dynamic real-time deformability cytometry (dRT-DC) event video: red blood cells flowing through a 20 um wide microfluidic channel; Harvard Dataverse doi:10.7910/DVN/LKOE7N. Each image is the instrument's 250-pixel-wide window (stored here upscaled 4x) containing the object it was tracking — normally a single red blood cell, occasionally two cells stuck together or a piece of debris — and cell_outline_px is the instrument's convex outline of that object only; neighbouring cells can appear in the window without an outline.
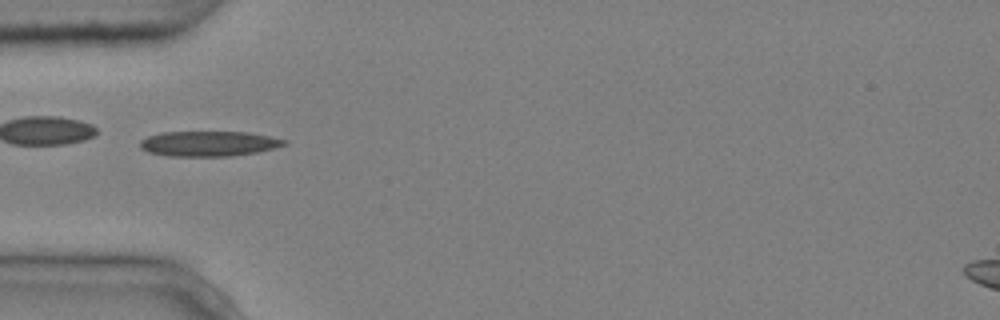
{"species": "common noctule bat (a hibernating species)", "species_latin": "Nyctalus noctula", "temperature_condition": "cold", "stored_images_in_passage": 5, "camera_frame_rate_fps": 3000, "um_per_image_px": 0.085, "animal": {"sex": "male", "body_mass_g": 20.4}, "frame": {"image": 1, "passage_image": 3, "time_ms": 0.667, "image_size_px": [1000, 320], "cell_outline_px": [[288, 144], [276, 148], [256, 152], [232, 156], [168, 156], [148, 152], [140, 148], [140, 140], [148, 136], [160, 132], [248, 132], [288, 140]], "centroid_in_image_um": [17.75, 12.21], "position_along_channel_um": 67.3, "area_um2": 21.27}}
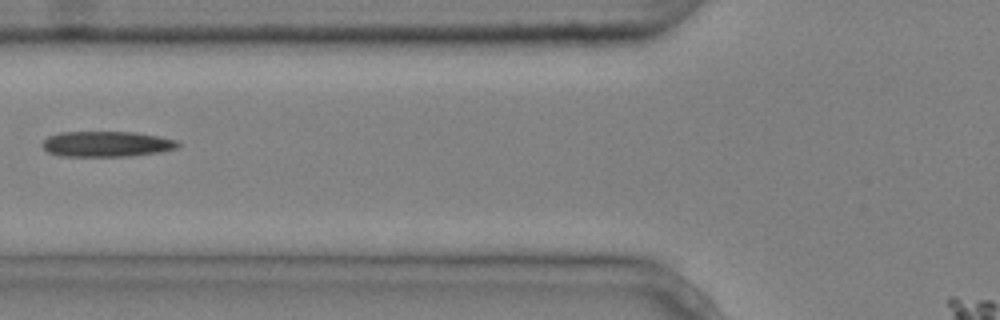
{"frame": {"image": 2, "passage_image": 4, "time_ms": 1.0, "image_size_px": [1000, 320], "cell_outline_px": [[180, 148], [160, 152], [132, 156], [60, 156], [48, 152], [40, 144], [48, 136], [60, 132], [136, 132], [160, 136], [176, 140], [180, 144]], "centroid_in_image_um": [9.09, 12.24], "position_along_channel_um": 116.7, "area_um2": 20.4}}